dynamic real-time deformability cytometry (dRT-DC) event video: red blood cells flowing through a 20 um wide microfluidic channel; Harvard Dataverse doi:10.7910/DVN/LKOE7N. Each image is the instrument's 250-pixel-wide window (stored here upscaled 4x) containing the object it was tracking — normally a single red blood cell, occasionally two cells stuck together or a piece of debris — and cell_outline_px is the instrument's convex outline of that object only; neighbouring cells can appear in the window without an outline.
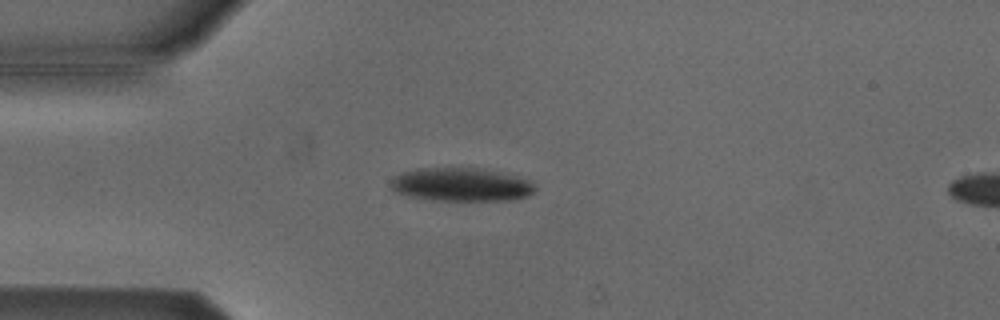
{"species": "Egyptian fruit bat (a non-hibernating species)", "species_latin": "Rousettus aegyptiacus", "temperature_condition": "cold", "stored_images_in_passage": 48, "camera_frame_rate_fps": 3000, "um_per_image_px": 0.085, "animal": {"sex": "male"}, "frame": {"image": 1, "passage_image": 13, "time_ms": 4.0, "image_size_px": [1000, 320], "cell_outline_px": [[536, 192], [528, 196], [512, 200], [432, 200], [408, 196], [396, 192], [388, 184], [396, 176], [404, 172], [420, 168], [476, 168], [516, 176], [532, 180], [536, 184]], "centroid_in_image_um": [39.25, 15.7], "position_along_channel_um": 45.8, "area_um2": 28.09}}
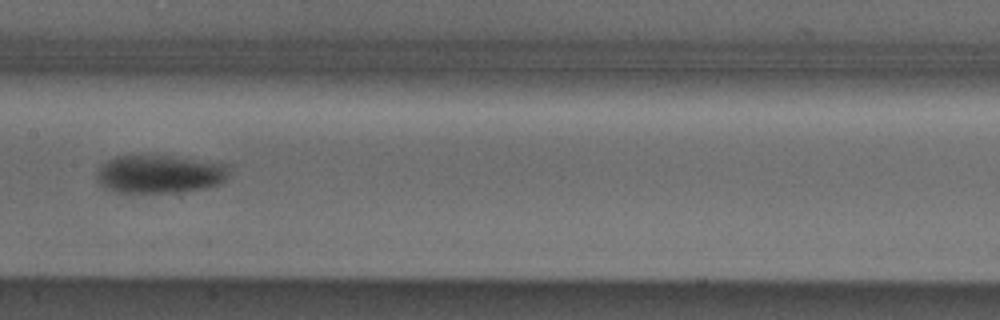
{"frame": {"image": 2, "passage_image": 26, "time_ms": 8.333, "image_size_px": [1000, 320], "cell_outline_px": [[228, 176], [220, 184], [204, 188], [176, 192], [116, 192], [104, 188], [96, 180], [96, 172], [108, 160], [116, 156], [168, 156], [228, 164]], "centroid_in_image_um": [13.55, 14.8], "position_along_channel_um": 193.8, "area_um2": 29.19}}
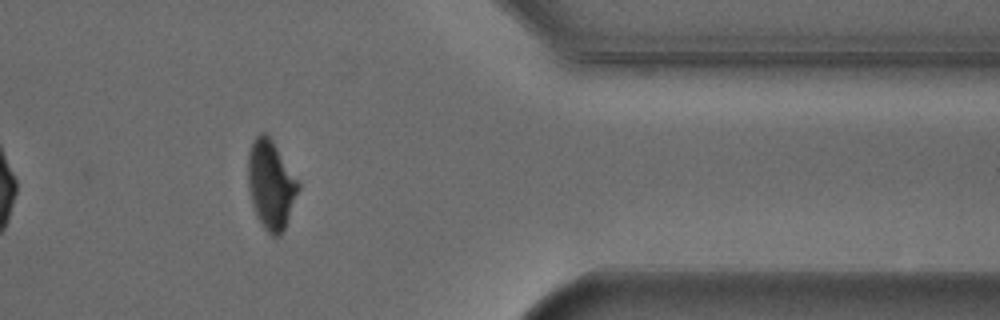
{"frame": {"image": 3, "passage_image": 43, "time_ms": 14.0, "image_size_px": [1000, 320], "cell_outline_px": [[300, 188], [284, 228], [280, 236], [272, 236], [264, 228], [256, 216], [252, 204], [248, 188], [248, 152], [256, 136], [260, 132], [268, 132], [300, 184]], "centroid_in_image_um": [23.01, 15.67], "position_along_channel_um": 388.4, "area_um2": 26.01}, "authors_computed_cell_mechanics": {"area_um2": 28.0908, "velocity_mm_per_s": 3.7977, "shape_relaxation_time_tau1_ms": 3.3489, "shape_relaxation_time_tau2_ms": null, "deformation_change_tau1": 0.141, "deformation_change_tau2": null}}